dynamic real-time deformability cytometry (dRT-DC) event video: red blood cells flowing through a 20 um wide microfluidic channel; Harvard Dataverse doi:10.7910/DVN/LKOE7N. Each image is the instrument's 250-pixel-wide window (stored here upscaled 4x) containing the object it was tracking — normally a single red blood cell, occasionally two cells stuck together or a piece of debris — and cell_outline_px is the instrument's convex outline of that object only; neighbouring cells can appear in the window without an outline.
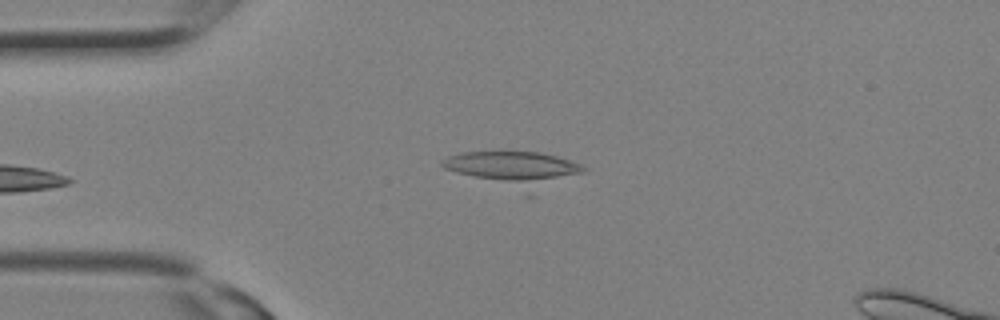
{"species": "Egyptian fruit bat (a non-hibernating species)", "species_latin": "Rousettus aegyptiacus", "temperature_condition": "room temperature", "stored_images_in_passage": 2, "camera_frame_rate_fps": 3000, "um_per_image_px": 0.085, "animal": {"sex": "female"}, "frame": {"image": 1, "passage_image": 2, "time_ms": 0.333, "image_size_px": [1000, 320], "cell_outline_px": [[588, 168], [584, 172], [532, 196], [524, 196], [444, 168], [440, 164], [448, 156], [460, 152], [504, 148], [540, 152], [556, 156], [580, 164]], "centroid_in_image_um": [43.71, 14.37], "position_along_channel_um": 41.3, "area_um2": 30.92}}